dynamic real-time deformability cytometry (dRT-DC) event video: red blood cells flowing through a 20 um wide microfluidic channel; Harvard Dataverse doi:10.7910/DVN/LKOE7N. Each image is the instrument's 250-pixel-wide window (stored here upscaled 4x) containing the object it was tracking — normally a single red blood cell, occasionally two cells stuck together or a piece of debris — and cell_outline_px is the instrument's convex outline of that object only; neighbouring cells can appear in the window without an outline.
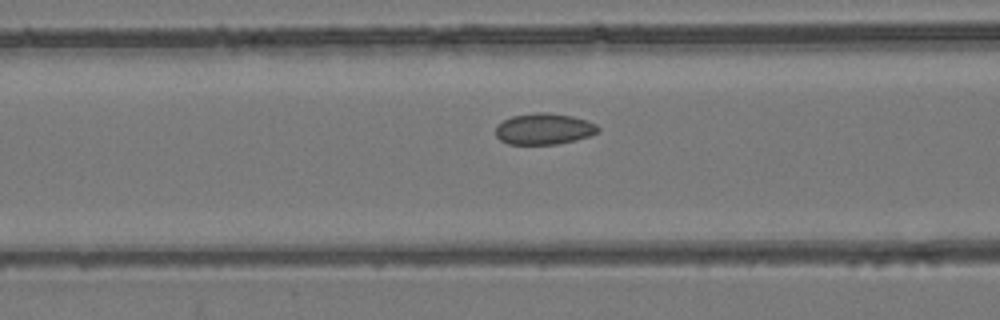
{"species": "common noctule bat (a hibernating species)", "species_latin": "Nyctalus noctula", "temperature_condition": "room temperature", "stored_images_in_passage": 53, "camera_frame_rate_fps": 3000, "um_per_image_px": 0.085, "animal": {"sex": "female", "body_mass_g": 24.6, "forearm_length_mm": 56.2}, "frame": {"image": 1, "passage_image": 21, "time_ms": 6.667, "image_size_px": [1000, 320], "cell_outline_px": [[600, 128], [596, 132], [588, 136], [576, 140], [556, 144], [508, 144], [500, 140], [496, 136], [496, 124], [512, 116], [536, 112], [544, 112], [572, 116], [588, 120], [596, 124]], "centroid_in_image_um": [46.22, 10.95], "position_along_channel_um": 120.4, "area_um2": 18.61}}
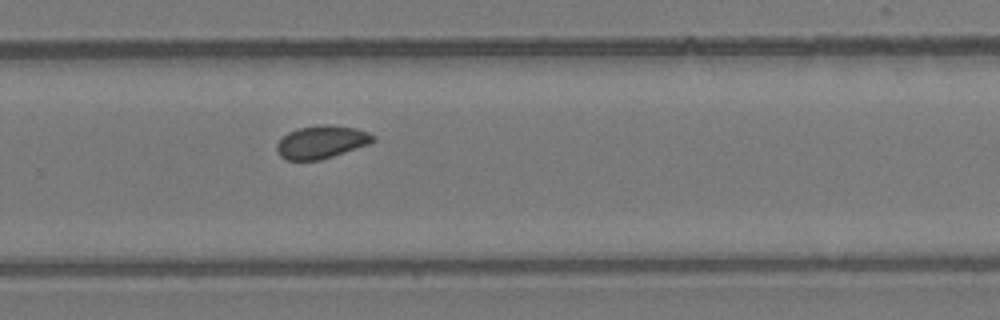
{"frame": {"image": 2, "passage_image": 35, "time_ms": 11.333, "image_size_px": [1000, 320], "cell_outline_px": [[376, 140], [368, 144], [320, 160], [284, 160], [280, 156], [276, 148], [276, 144], [288, 132], [296, 128], [316, 124], [328, 124], [356, 128], [368, 132], [376, 136]], "centroid_in_image_um": [27.31, 12.05], "position_along_channel_um": 302.5, "area_um2": 18.55}}
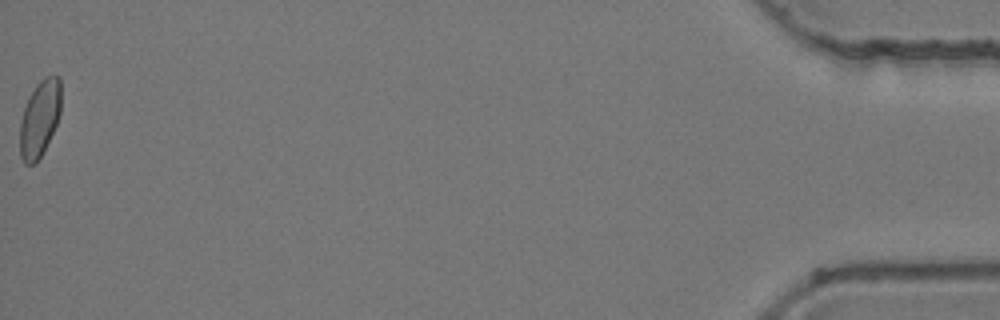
{"frame": {"image": 3, "passage_image": 53, "time_ms": 17.333, "image_size_px": [1000, 320], "cell_outline_px": [[60, 116], [40, 156], [32, 164], [24, 164], [20, 156], [20, 120], [24, 108], [36, 84], [44, 76], [60, 76]], "centroid_in_image_um": [3.36, 10.05], "position_along_channel_um": 431.8, "area_um2": 17.98}, "authors_computed_cell_mechanics": {"area_um2": 18.496, "velocity_mm_per_s": 3.9108, "shape_relaxation_time_tau1_ms": null, "shape_relaxation_time_tau2_ms": 2.1311, "deformation_change_tau1": null, "deformation_change_tau2": 0.048}}